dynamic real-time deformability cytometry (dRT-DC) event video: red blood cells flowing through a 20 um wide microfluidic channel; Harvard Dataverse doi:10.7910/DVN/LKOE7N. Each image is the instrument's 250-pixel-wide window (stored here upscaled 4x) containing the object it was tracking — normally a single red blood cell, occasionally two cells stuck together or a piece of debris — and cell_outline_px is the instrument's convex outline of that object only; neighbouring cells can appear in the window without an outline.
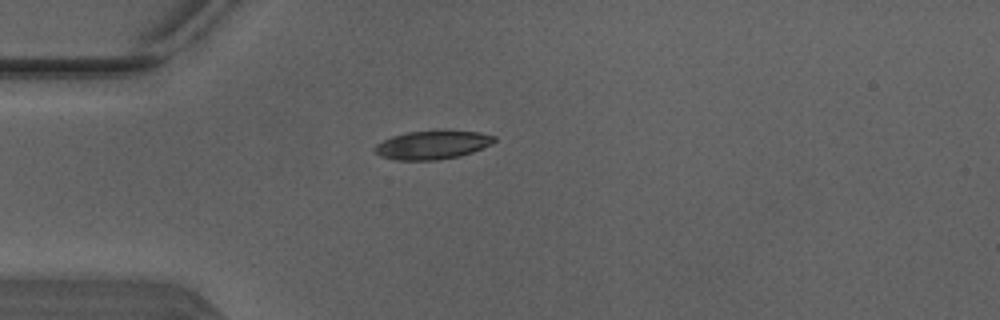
{"species": "Egyptian fruit bat (a non-hibernating species)", "species_latin": "Rousettus aegyptiacus", "temperature_condition": "warm", "stored_images_in_passage": 1, "camera_frame_rate_fps": 3000, "um_per_image_px": 0.085, "animal": {"sex": "male"}, "frame": {"image": 1, "passage_image": 1, "time_ms": 0.0, "image_size_px": [1000, 320], "cell_outline_px": [[496, 140], [492, 144], [472, 152], [460, 156], [436, 160], [396, 160], [380, 156], [372, 148], [376, 144], [392, 136], [408, 132], [480, 132], [496, 136]], "centroid_in_image_um": [36.74, 12.34], "position_along_channel_um": 48.3, "area_um2": 19.48}}